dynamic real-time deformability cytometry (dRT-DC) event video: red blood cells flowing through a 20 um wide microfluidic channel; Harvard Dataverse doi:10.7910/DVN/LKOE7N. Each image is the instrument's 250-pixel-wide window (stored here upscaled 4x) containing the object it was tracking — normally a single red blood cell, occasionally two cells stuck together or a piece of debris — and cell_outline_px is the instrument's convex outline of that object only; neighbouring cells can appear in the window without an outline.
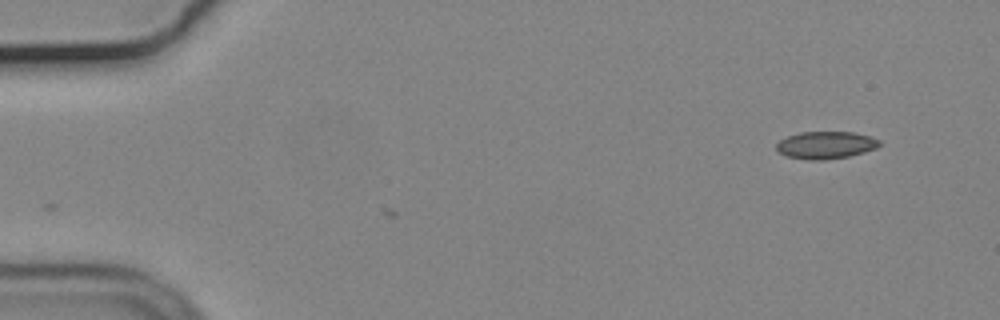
{"species": "common noctule bat (a hibernating species)", "species_latin": "Nyctalus noctula", "temperature_condition": "cold", "stored_images_in_passage": 3, "camera_frame_rate_fps": 3000, "um_per_image_px": 0.085, "animal": {"sex": "male", "body_mass_g": 19.2, "forearm_length_mm": 51.8}, "frame": {"image": 1, "passage_image": 1, "time_ms": 0.0, "image_size_px": [1000, 320], "cell_outline_px": [[880, 144], [876, 148], [864, 152], [848, 156], [824, 160], [808, 160], [788, 156], [780, 152], [776, 148], [776, 144], [780, 140], [788, 136], [800, 132], [852, 132], [868, 136], [880, 140]], "centroid_in_image_um": [70.18, 12.33], "position_along_channel_um": 14.8, "area_um2": 16.24}}